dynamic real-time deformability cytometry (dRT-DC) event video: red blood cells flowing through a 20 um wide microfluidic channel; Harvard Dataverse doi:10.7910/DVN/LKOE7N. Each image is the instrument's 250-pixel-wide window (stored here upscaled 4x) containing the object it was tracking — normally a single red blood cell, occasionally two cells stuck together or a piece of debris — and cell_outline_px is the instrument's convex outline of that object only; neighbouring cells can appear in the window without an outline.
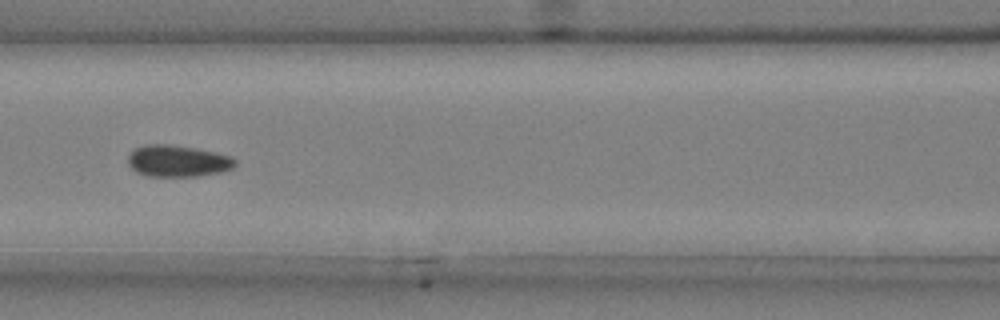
{"species": "common noctule bat (a hibernating species)", "species_latin": "Nyctalus noctula", "temperature_condition": "cold", "stored_images_in_passage": 22, "camera_frame_rate_fps": 3000, "um_per_image_px": 0.085, "animal": {"sex": "male", "body_mass_g": 20.4}, "frame": {"image": 1, "passage_image": 13, "time_ms": 4.0, "image_size_px": [1000, 320], "cell_outline_px": [[236, 164], [232, 168], [220, 172], [196, 176], [148, 176], [136, 172], [128, 164], [128, 156], [136, 148], [144, 144], [168, 144], [196, 148], [216, 152], [232, 156], [236, 160]], "centroid_in_image_um": [15.11, 13.68], "position_along_channel_um": 151.5, "area_um2": 19.77}}
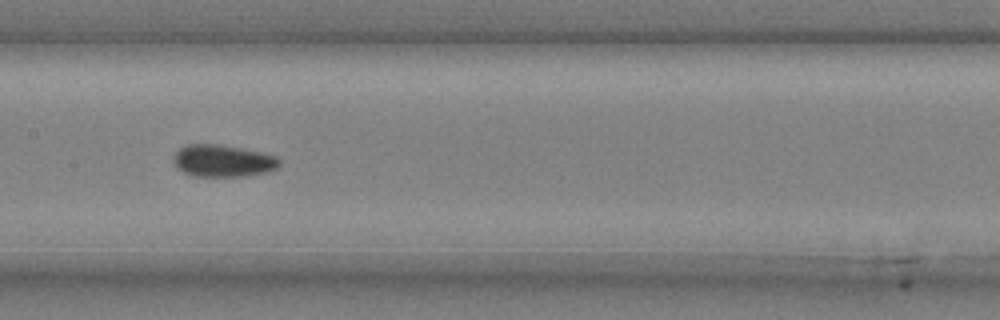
{"frame": {"image": 2, "passage_image": 16, "time_ms": 5.0, "image_size_px": [1000, 320], "cell_outline_px": [[280, 164], [276, 168], [264, 172], [244, 176], [192, 176], [176, 168], [172, 160], [172, 156], [180, 148], [188, 144], [216, 144], [240, 148], [260, 152], [276, 156], [280, 160]], "centroid_in_image_um": [18.89, 13.67], "position_along_channel_um": 188.5, "area_um2": 19.71}}
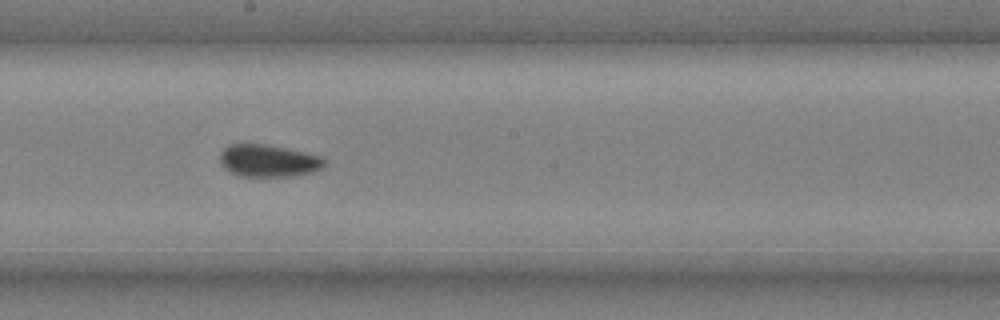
{"frame": {"image": 3, "passage_image": 19, "time_ms": 6.0, "image_size_px": [1000, 320], "cell_outline_px": [[324, 164], [320, 168], [312, 172], [288, 176], [240, 176], [224, 168], [220, 164], [220, 152], [228, 144], [268, 144], [324, 156]], "centroid_in_image_um": [22.79, 13.64], "position_along_channel_um": 225.4, "area_um2": 19.65}}